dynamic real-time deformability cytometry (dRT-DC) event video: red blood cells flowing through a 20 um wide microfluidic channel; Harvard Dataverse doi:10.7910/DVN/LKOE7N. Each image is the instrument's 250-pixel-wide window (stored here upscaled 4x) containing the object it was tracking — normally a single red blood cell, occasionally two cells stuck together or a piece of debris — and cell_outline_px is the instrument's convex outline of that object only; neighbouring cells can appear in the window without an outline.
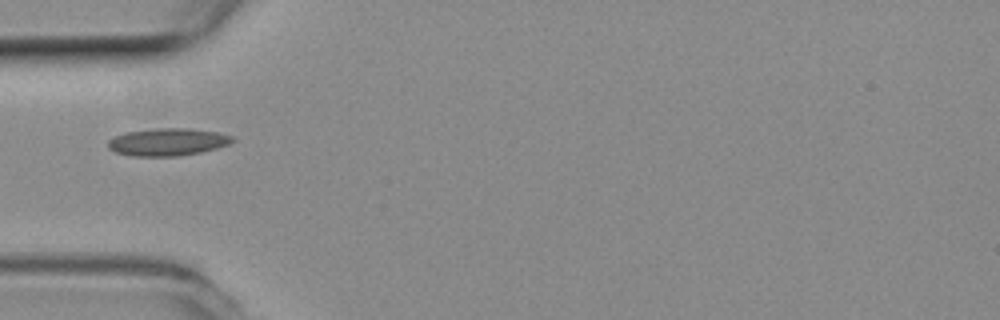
{"species": "common noctule bat (a hibernating species)", "species_latin": "Nyctalus noctula", "temperature_condition": "room temperature", "stored_images_in_passage": 3, "camera_frame_rate_fps": 3000, "um_per_image_px": 0.085, "animal": {"sex": "female", "body_mass_g": 19.3, "forearm_length_mm": 54.1}, "frame": {"image": 1, "passage_image": 1, "time_ms": 0.0, "image_size_px": [1000, 320], "cell_outline_px": [[236, 140], [228, 144], [216, 148], [200, 152], [180, 156], [132, 156], [116, 152], [108, 148], [108, 140], [116, 136], [128, 132], [156, 128], [184, 128], [216, 132], [232, 136]], "centroid_in_image_um": [14.25, 12.07], "position_along_channel_um": 70.8, "area_um2": 19.71}}
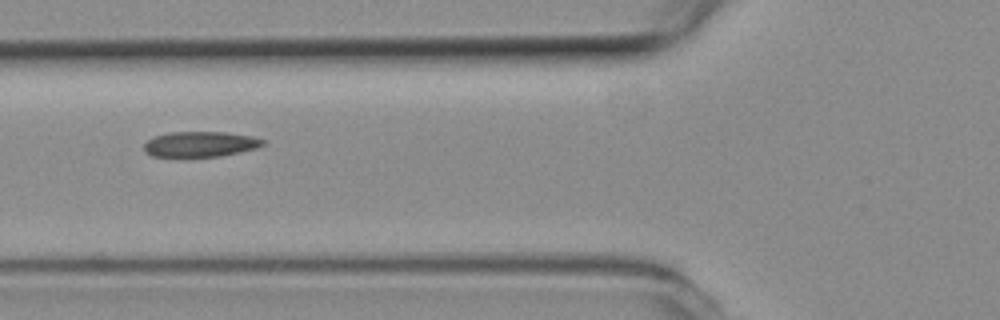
{"frame": {"image": 2, "passage_image": 2, "time_ms": 0.333, "image_size_px": [1000, 320], "cell_outline_px": [[264, 144], [256, 148], [240, 152], [220, 156], [152, 156], [144, 152], [144, 144], [148, 140], [156, 136], [168, 132], [224, 132], [252, 136], [264, 140]], "centroid_in_image_um": [17.01, 12.25], "position_along_channel_um": 108.8, "area_um2": 17.4}}
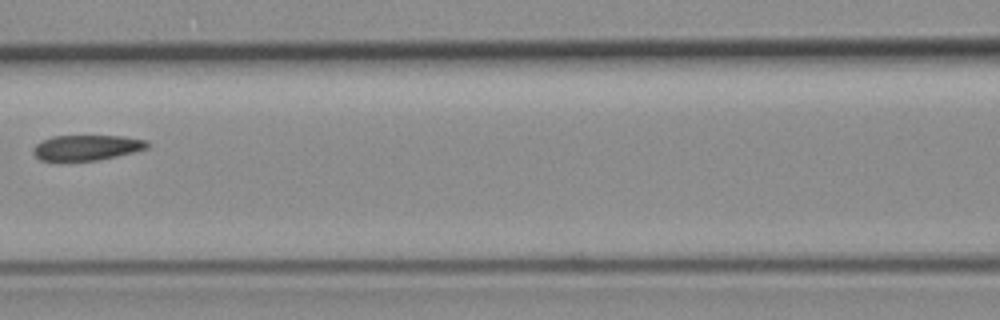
{"frame": {"image": 3, "passage_image": 3, "time_ms": 0.667, "image_size_px": [1000, 320], "cell_outline_px": [[148, 148], [116, 156], [96, 160], [40, 160], [32, 152], [32, 148], [36, 144], [52, 136], [124, 136], [148, 140]], "centroid_in_image_um": [7.37, 12.53], "position_along_channel_um": 159.2, "area_um2": 16.65}}